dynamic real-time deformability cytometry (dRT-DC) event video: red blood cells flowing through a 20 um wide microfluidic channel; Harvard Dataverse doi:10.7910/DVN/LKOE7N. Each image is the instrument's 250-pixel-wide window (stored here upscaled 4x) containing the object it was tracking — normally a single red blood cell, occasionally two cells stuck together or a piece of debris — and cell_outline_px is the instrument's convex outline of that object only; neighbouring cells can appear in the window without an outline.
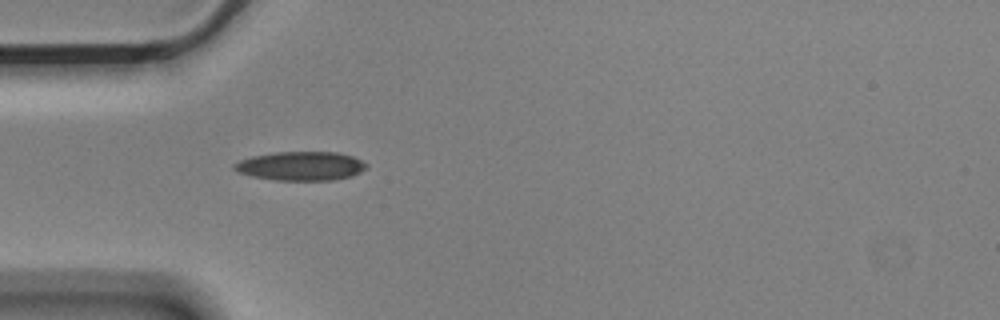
{"species": "Egyptian fruit bat (a non-hibernating species)", "species_latin": "Rousettus aegyptiacus", "temperature_condition": "cold", "stored_images_in_passage": 3, "camera_frame_rate_fps": 3000, "um_per_image_px": 0.085, "animal": {"sex": "male"}, "frame": {"image": 1, "passage_image": 3, "time_ms": 0.667, "image_size_px": [1000, 320], "cell_outline_px": [[368, 168], [352, 176], [332, 180], [276, 180], [252, 176], [236, 172], [232, 168], [232, 164], [240, 160], [252, 156], [276, 152], [336, 152], [352, 156], [368, 164]], "centroid_in_image_um": [25.56, 14.11], "position_along_channel_um": 59.4, "area_um2": 22.37}}